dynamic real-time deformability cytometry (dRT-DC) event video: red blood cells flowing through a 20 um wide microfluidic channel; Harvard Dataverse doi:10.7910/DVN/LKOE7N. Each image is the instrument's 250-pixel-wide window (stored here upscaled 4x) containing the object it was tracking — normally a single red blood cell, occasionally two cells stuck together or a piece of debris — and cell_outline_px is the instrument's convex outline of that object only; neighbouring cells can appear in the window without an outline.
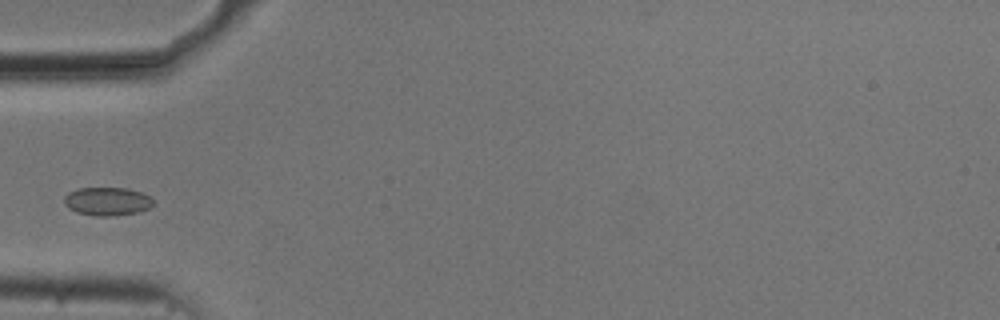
{"species": "common noctule bat (a hibernating species)", "species_latin": "Nyctalus noctula", "temperature_condition": "cold", "stored_images_in_passage": 37, "camera_frame_rate_fps": 3000, "um_per_image_px": 0.085, "animal": {"sex": "male", "body_mass_g": 20.5, "forearm_length_mm": 52.5}, "frame": {"image": 1, "passage_image": 1, "time_ms": 0.0, "image_size_px": [1000, 320], "cell_outline_px": [[152, 204], [148, 208], [140, 212], [108, 216], [96, 216], [76, 212], [68, 208], [64, 204], [64, 196], [68, 192], [76, 188], [128, 188], [140, 192], [148, 196], [152, 200]], "centroid_in_image_um": [9.06, 17.11], "position_along_channel_um": 75.9, "area_um2": 14.68}}
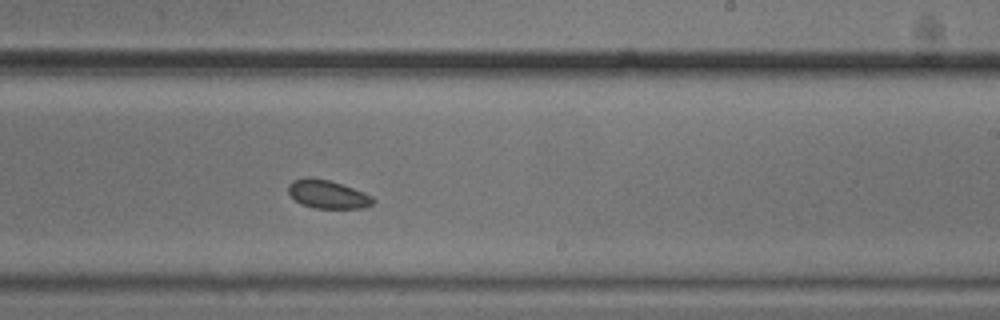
{"frame": {"image": 2, "passage_image": 16, "time_ms": 5.0, "image_size_px": [1000, 320], "cell_outline_px": [[376, 200], [372, 204], [364, 208], [316, 208], [300, 204], [288, 192], [288, 184], [292, 180], [328, 180], [364, 192], [372, 196]], "centroid_in_image_um": [27.9, 16.56], "position_along_channel_um": 261.1, "area_um2": 13.47}}
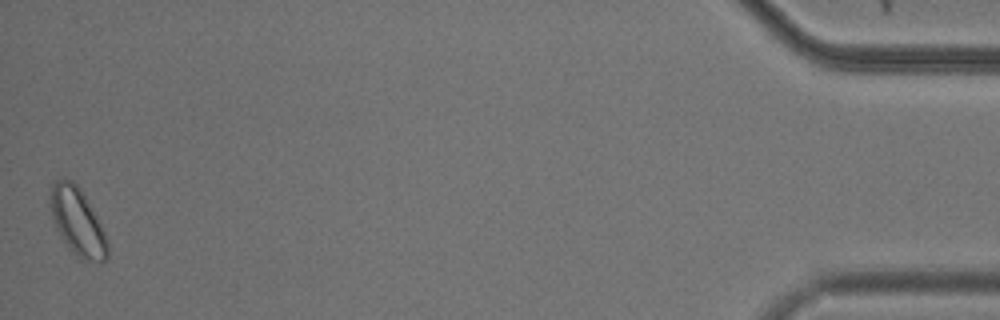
{"frame": {"image": 3, "passage_image": 37, "time_ms": 12.0, "image_size_px": [1000, 320], "cell_outline_px": [[108, 260], [100, 264], [76, 260], [68, 248], [56, 228], [52, 216], [48, 200], [52, 184], [56, 180], [64, 176], [72, 180], [76, 184], [84, 196], [96, 216], [108, 240]], "centroid_in_image_um": [6.58, 18.92], "position_along_channel_um": 428.6, "area_um2": 23.06}}